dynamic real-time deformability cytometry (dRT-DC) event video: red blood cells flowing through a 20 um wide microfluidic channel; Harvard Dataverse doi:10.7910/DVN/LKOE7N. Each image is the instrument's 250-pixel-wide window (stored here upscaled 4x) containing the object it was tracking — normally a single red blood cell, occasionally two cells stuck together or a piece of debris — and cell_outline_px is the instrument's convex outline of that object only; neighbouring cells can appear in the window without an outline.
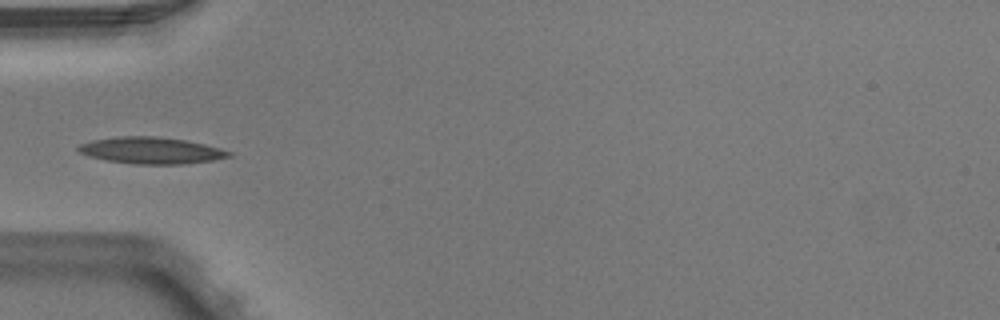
{"species": "Egyptian fruit bat (a non-hibernating species)", "species_latin": "Rousettus aegyptiacus", "temperature_condition": "warm", "stored_images_in_passage": 4, "camera_frame_rate_fps": 3000, "um_per_image_px": 0.085, "animal": {"sex": "male"}, "frame": {"image": 1, "passage_image": 4, "time_ms": 1.0, "image_size_px": [1000, 320], "cell_outline_px": [[232, 156], [212, 160], [184, 164], [136, 164], [108, 160], [88, 156], [80, 152], [76, 148], [80, 144], [92, 140], [116, 136], [156, 136], [184, 140], [204, 144], [220, 148], [232, 152]], "centroid_in_image_um": [12.85, 12.78], "position_along_channel_um": 72.2, "area_um2": 23.24}}